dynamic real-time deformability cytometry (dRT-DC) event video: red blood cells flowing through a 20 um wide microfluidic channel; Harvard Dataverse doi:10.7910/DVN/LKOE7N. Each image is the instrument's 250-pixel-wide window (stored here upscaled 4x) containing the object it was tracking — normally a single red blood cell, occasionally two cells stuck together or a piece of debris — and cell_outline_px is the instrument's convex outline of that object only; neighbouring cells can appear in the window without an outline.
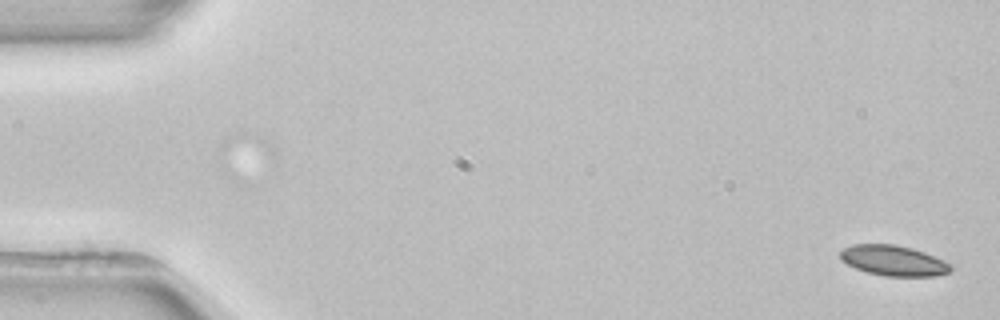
{"species": "common noctule bat (a hibernating species)", "species_latin": "Nyctalus noctula", "temperature_condition": "room temperature", "stored_images_in_passage": 2, "camera_frame_rate_fps": 3000, "um_per_image_px": 0.085, "animal": {"sex": "female", "body_mass_g": 22.7, "forearm_length_mm": 54.2}, "frame": {"image": 1, "passage_image": 2, "time_ms": 1.333, "image_size_px": [1000, 320], "cell_outline_px": [[952, 268], [948, 272], [936, 276], [884, 276], [868, 272], [856, 268], [840, 260], [840, 252], [844, 248], [852, 244], [896, 244], [912, 248], [924, 252], [944, 260], [952, 264]], "centroid_in_image_um": [75.95, 22.14], "position_along_channel_um": 9.0, "area_um2": 19.59}}